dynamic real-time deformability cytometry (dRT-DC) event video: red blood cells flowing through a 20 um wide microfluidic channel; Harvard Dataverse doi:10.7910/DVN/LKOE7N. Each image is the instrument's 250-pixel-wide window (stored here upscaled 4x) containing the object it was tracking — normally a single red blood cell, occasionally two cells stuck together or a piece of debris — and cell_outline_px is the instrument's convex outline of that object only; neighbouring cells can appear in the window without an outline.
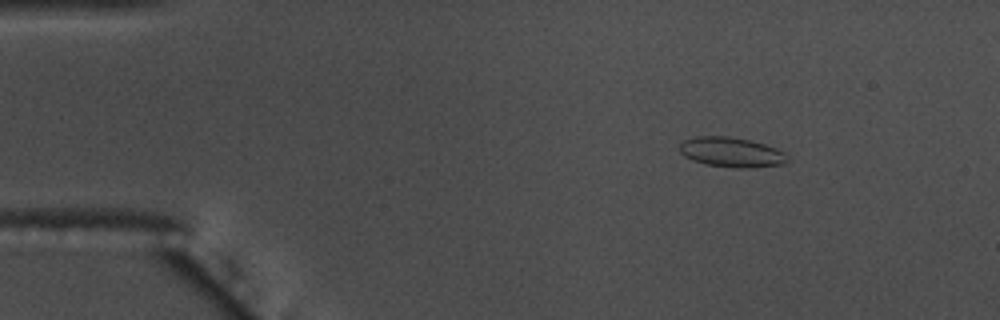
{"species": "common noctule bat (a hibernating species)", "species_latin": "Nyctalus noctula", "temperature_condition": "warm", "stored_images_in_passage": 56, "camera_frame_rate_fps": 3000, "um_per_image_px": 0.085, "animal": {"sex": "male", "body_mass_g": 17.5, "forearm_length_mm": 52.3}, "frame": {"image": 1, "passage_image": 8, "time_ms": 2.333, "image_size_px": [1000, 320], "cell_outline_px": [[788, 160], [784, 164], [748, 168], [740, 168], [708, 164], [692, 160], [684, 156], [680, 152], [680, 144], [684, 140], [696, 136], [728, 136], [752, 140], [776, 148], [784, 152], [788, 156]], "centroid_in_image_um": [62.19, 12.93], "position_along_channel_um": 22.8, "area_um2": 18.73}}
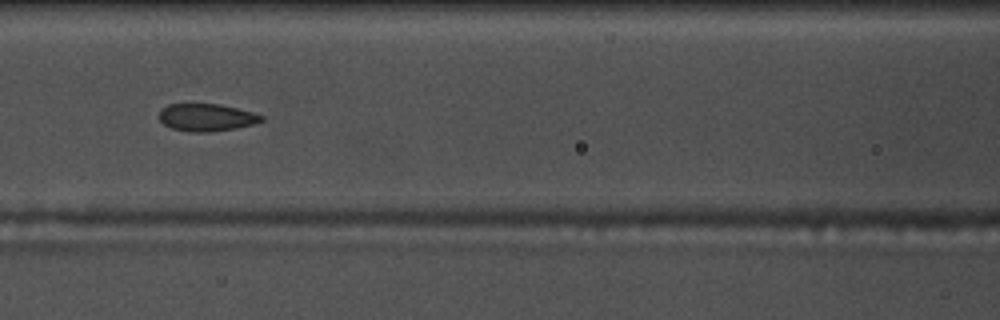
{"frame": {"image": 2, "passage_image": 25, "time_ms": 8.0, "image_size_px": [1000, 320], "cell_outline_px": [[264, 120], [252, 124], [236, 128], [208, 132], [192, 132], [172, 128], [164, 124], [160, 120], [160, 112], [168, 104], [220, 104], [252, 112], [264, 116]], "centroid_in_image_um": [17.57, 9.98], "position_along_channel_um": 149.0, "area_um2": 16.13}}
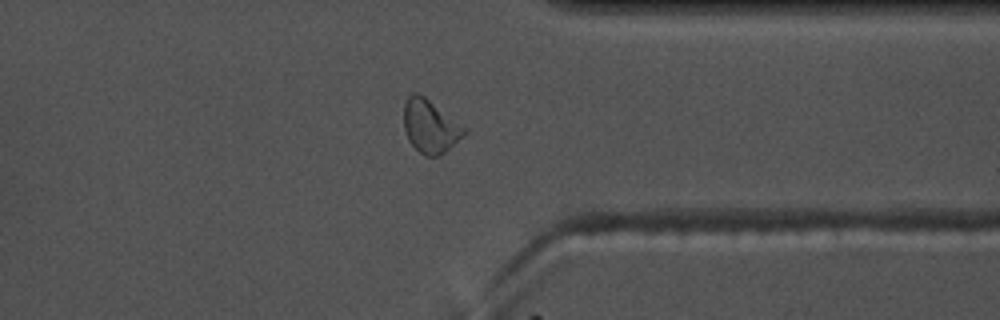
{"frame": {"image": 3, "passage_image": 44, "time_ms": 14.333, "image_size_px": [1000, 320], "cell_outline_px": [[468, 132], [464, 136], [444, 152], [436, 156], [424, 156], [408, 140], [404, 128], [404, 104], [408, 96], [412, 92], [416, 92], [424, 96], [464, 128]], "centroid_in_image_um": [36.53, 10.74], "position_along_channel_um": 374.9, "area_um2": 18.26}, "authors_computed_cell_mechanics": {"area_um2": 17.6001, "velocity_mm_per_s": 3.6321, "shape_relaxation_time_tau1_ms": 5.6286, "shape_relaxation_time_tau2_ms": 1.6103, "deformation_change_tau1": 0.1396, "deformation_change_tau2": 0.0623}}